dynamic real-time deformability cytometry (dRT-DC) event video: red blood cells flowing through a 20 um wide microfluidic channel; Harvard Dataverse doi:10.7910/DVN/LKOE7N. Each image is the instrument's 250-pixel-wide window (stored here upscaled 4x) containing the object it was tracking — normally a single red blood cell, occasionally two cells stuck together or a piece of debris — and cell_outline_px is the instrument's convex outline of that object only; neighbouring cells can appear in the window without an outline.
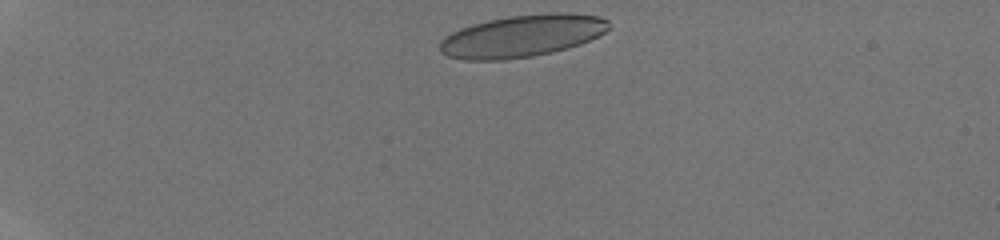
{"species": "human", "species_latin": "Homo sapiens", "temperature_condition": "room temperature", "stored_images_in_passage": 8, "camera_frame_rate_fps": 3000, "um_per_image_px": 0.085, "donor": {"sex": "male"}, "frame": {"image": 1, "passage_image": 1, "time_ms": 0.0, "image_size_px": [1000, 240], "cell_outline_px": [[608, 28], [604, 32], [580, 44], [568, 48], [552, 52], [532, 56], [504, 60], [464, 60], [448, 56], [440, 52], [440, 40], [444, 36], [460, 28], [472, 24], [488, 20], [512, 16], [552, 12], [564, 12], [600, 16], [608, 20]], "centroid_in_image_um": [44.35, 3.06], "position_along_channel_um": 40.7, "area_um2": 41.44}}